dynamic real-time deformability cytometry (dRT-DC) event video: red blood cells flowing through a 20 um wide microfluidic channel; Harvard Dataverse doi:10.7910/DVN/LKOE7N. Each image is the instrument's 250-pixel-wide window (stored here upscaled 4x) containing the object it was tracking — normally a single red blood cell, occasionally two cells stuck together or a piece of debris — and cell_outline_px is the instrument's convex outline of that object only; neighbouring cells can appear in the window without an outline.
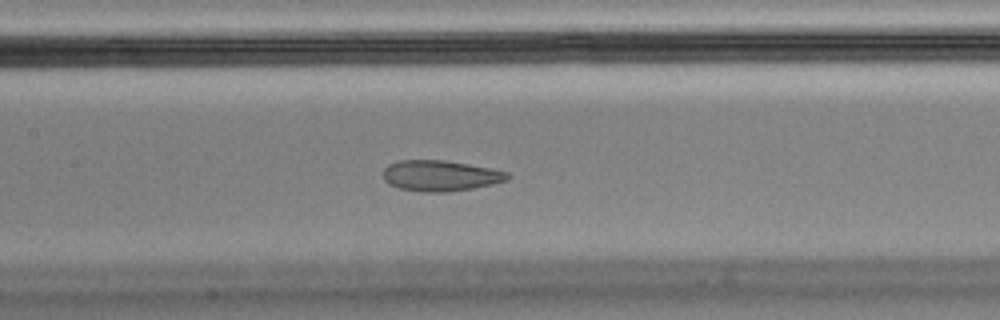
{"species": "Egyptian fruit bat (a non-hibernating species)", "species_latin": "Rousettus aegyptiacus", "temperature_condition": "cold", "stored_images_in_passage": 49, "camera_frame_rate_fps": 3000, "um_per_image_px": 0.085, "animal": {"sex": "male"}, "frame": {"image": 1, "passage_image": 23, "time_ms": 7.333, "image_size_px": [1000, 320], "cell_outline_px": [[512, 176], [508, 180], [492, 184], [472, 188], [448, 192], [424, 192], [400, 188], [388, 184], [384, 180], [384, 168], [388, 164], [396, 160], [444, 160], [468, 164], [508, 172]], "centroid_in_image_um": [37.42, 14.93], "position_along_channel_um": 170.0, "area_um2": 22.31}}
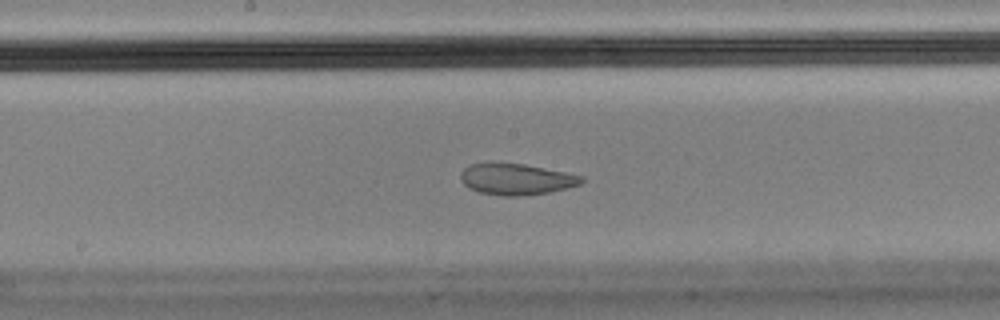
{"frame": {"image": 2, "passage_image": 26, "time_ms": 8.333, "image_size_px": [1000, 320], "cell_outline_px": [[584, 180], [580, 184], [548, 192], [520, 196], [504, 196], [480, 192], [468, 188], [460, 180], [460, 172], [464, 168], [472, 164], [492, 160], [524, 164], [584, 176]], "centroid_in_image_um": [43.81, 15.19], "position_along_channel_um": 204.4, "area_um2": 22.31}}
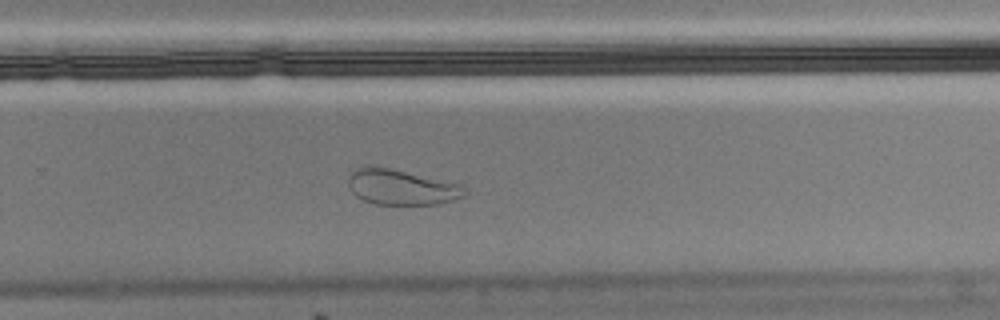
{"frame": {"image": 3, "passage_image": 34, "time_ms": 11.0, "image_size_px": [1000, 320], "cell_outline_px": [[468, 192], [464, 196], [452, 200], [436, 204], [376, 204], [364, 200], [356, 196], [352, 192], [348, 184], [348, 180], [352, 172], [356, 168], [364, 164], [376, 164], [460, 184], [468, 188]], "centroid_in_image_um": [34.1, 15.87], "position_along_channel_um": 295.7, "area_um2": 24.39}}